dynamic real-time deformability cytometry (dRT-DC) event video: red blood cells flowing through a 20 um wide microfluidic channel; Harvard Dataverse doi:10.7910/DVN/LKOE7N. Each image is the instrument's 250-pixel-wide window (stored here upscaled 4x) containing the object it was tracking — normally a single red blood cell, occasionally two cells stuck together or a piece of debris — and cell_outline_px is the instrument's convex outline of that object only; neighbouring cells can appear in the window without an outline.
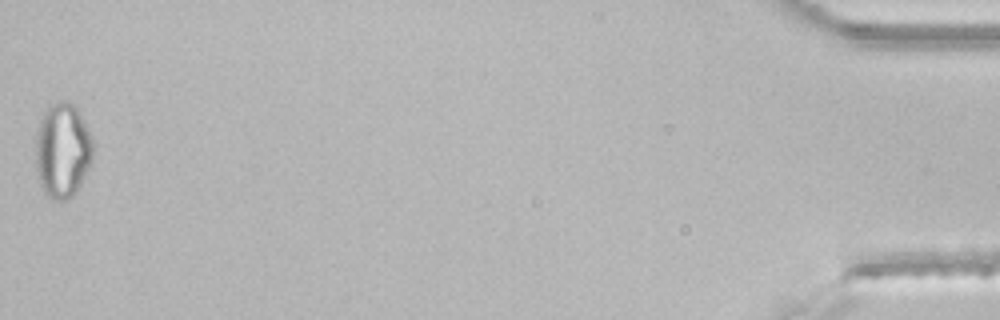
{"species": "common noctule bat (a hibernating species)", "species_latin": "Nyctalus noctula", "temperature_condition": "room temperature", "stored_images_in_passage": 39, "segment_of_instrument_passage": [2, 2], "camera_frame_rate_fps": 3000, "um_per_image_px": 0.085, "animal": {"sex": "male", "body_mass_g": 21.5, "forearm_length_mm": 52.0}, "frame": {"image": 1, "passage_image": 39, "time_ms": 12.667, "image_size_px": [1000, 320], "cell_outline_px": [[92, 164], [76, 192], [68, 200], [56, 200], [48, 196], [44, 192], [40, 184], [36, 168], [36, 132], [44, 108], [48, 104], [56, 100], [64, 100], [72, 104], [80, 112], [92, 136]], "centroid_in_image_um": [5.31, 12.75], "position_along_channel_um": 429.9, "area_um2": 32.25}}